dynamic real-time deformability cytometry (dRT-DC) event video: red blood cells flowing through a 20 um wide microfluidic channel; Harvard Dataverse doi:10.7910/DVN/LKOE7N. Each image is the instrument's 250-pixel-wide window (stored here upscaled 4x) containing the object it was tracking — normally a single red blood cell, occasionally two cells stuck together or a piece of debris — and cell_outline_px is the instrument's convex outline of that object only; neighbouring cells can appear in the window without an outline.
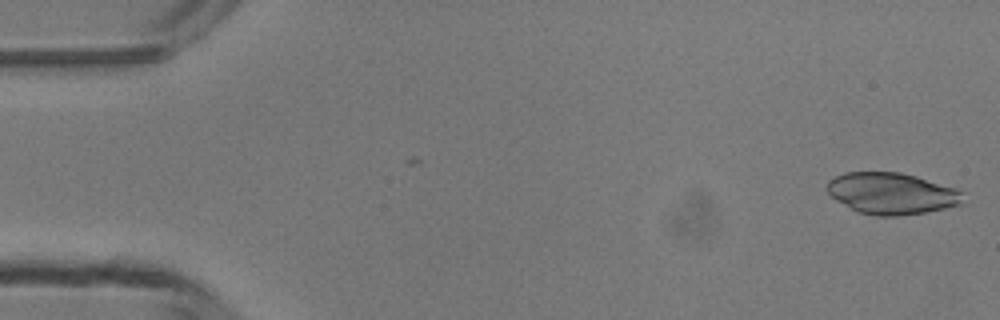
{"species": "common noctule bat (a hibernating species)", "species_latin": "Nyctalus noctula", "temperature_condition": "room temperature", "stored_images_in_passage": 3, "camera_frame_rate_fps": 3000, "um_per_image_px": 0.085, "animal": {"sex": "male", "body_mass_g": 13.3}, "frame": {"image": 1, "passage_image": 3, "time_ms": 0.667, "image_size_px": [1000, 320], "cell_outline_px": [[960, 204], [944, 208], [924, 212], [896, 216], [876, 216], [856, 212], [836, 200], [828, 192], [828, 180], [844, 172], [900, 172], [916, 176], [952, 188], [960, 192]], "centroid_in_image_um": [75.69, 16.44], "position_along_channel_um": 9.3, "area_um2": 32.31}}